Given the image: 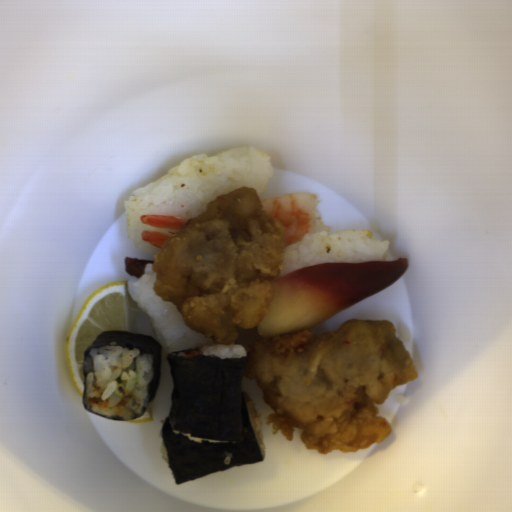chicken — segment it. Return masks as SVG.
I'll list each match as a JSON object with an SVG mask.
<instances>
[{"label": "chicken", "mask_w": 512, "mask_h": 512, "mask_svg": "<svg viewBox=\"0 0 512 512\" xmlns=\"http://www.w3.org/2000/svg\"><path fill=\"white\" fill-rule=\"evenodd\" d=\"M247 352L242 376L255 380L273 410L265 418L272 434L292 441L299 429L301 443L321 455L386 440L392 428L377 405L419 376L389 321L354 319L334 332L256 340Z\"/></svg>", "instance_id": "chicken-1"}, {"label": "chicken", "mask_w": 512, "mask_h": 512, "mask_svg": "<svg viewBox=\"0 0 512 512\" xmlns=\"http://www.w3.org/2000/svg\"><path fill=\"white\" fill-rule=\"evenodd\" d=\"M284 226L253 187L216 196L154 256L153 290L185 326L214 345H232L260 325L285 259Z\"/></svg>", "instance_id": "chicken-2"}]
</instances>
